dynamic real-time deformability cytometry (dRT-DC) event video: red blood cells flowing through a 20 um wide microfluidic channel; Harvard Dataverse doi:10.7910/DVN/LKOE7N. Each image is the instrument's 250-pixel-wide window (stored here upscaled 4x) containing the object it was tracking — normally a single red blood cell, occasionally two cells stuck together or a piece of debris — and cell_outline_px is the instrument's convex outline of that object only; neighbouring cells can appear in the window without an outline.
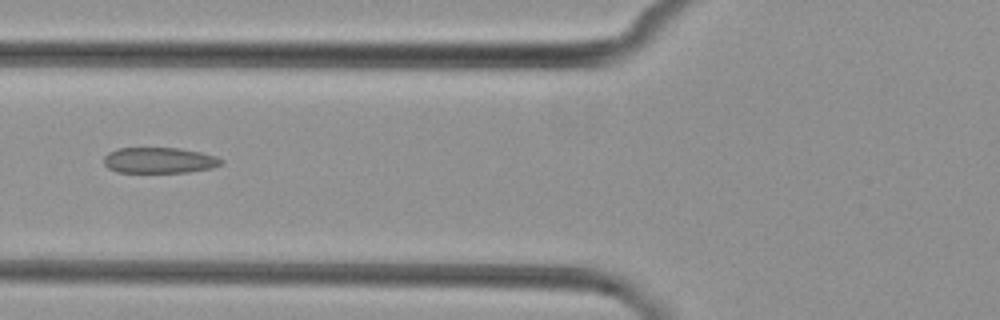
{"species": "common noctule bat (a hibernating species)", "species_latin": "Nyctalus noctula", "temperature_condition": "cold", "stored_images_in_passage": 9, "camera_frame_rate_fps": 3000, "um_per_image_px": 0.085, "animal": {"sex": "female", "body_mass_g": 29.2, "forearm_length_mm": 56.3}, "frame": {"image": 1, "passage_image": 6, "time_ms": 7.0, "image_size_px": [1000, 320], "cell_outline_px": [[224, 164], [212, 168], [188, 172], [116, 172], [108, 168], [104, 164], [104, 156], [108, 152], [116, 148], [180, 148], [200, 152], [216, 156], [224, 160]], "centroid_in_image_um": [13.55, 13.62], "position_along_channel_um": 112.3, "area_um2": 17.8}}
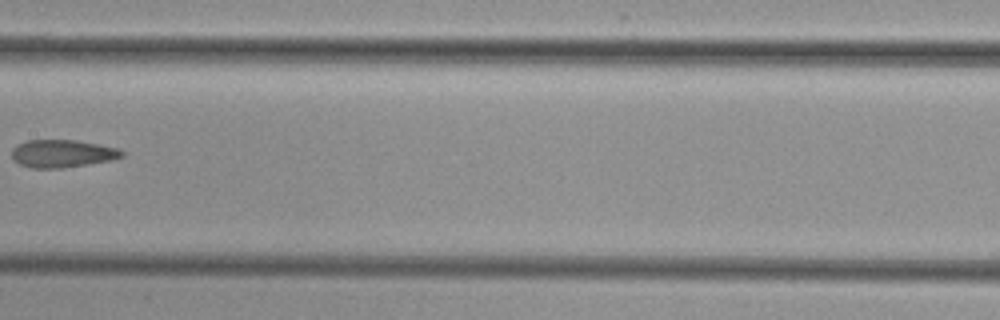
{"frame": {"image": 2, "passage_image": 8, "time_ms": 9.333, "image_size_px": [1000, 320], "cell_outline_px": [[124, 156], [112, 160], [64, 168], [32, 168], [20, 164], [12, 160], [12, 148], [16, 144], [28, 140], [76, 140], [120, 148], [124, 152]], "centroid_in_image_um": [5.3, 13.05], "position_along_channel_um": 202.1, "area_um2": 17.98}}
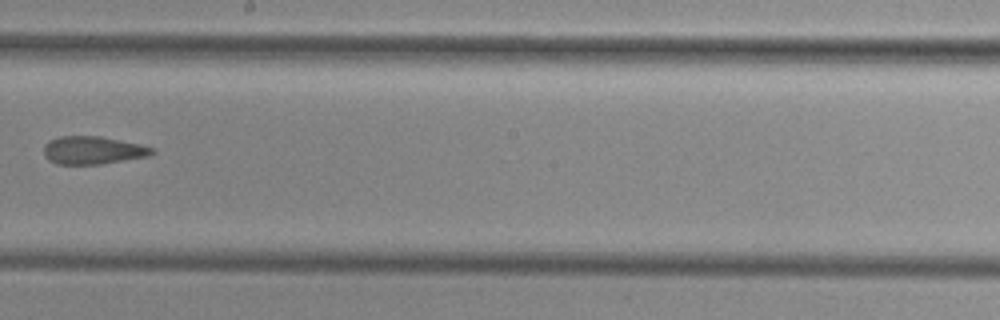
{"frame": {"image": 3, "passage_image": 9, "time_ms": 10.333, "image_size_px": [1000, 320], "cell_outline_px": [[156, 152], [148, 156], [100, 164], [56, 164], [48, 160], [44, 156], [44, 144], [48, 140], [60, 136], [100, 136], [140, 144], [156, 148]], "centroid_in_image_um": [7.88, 12.77], "position_along_channel_um": 240.3, "area_um2": 17.74}}